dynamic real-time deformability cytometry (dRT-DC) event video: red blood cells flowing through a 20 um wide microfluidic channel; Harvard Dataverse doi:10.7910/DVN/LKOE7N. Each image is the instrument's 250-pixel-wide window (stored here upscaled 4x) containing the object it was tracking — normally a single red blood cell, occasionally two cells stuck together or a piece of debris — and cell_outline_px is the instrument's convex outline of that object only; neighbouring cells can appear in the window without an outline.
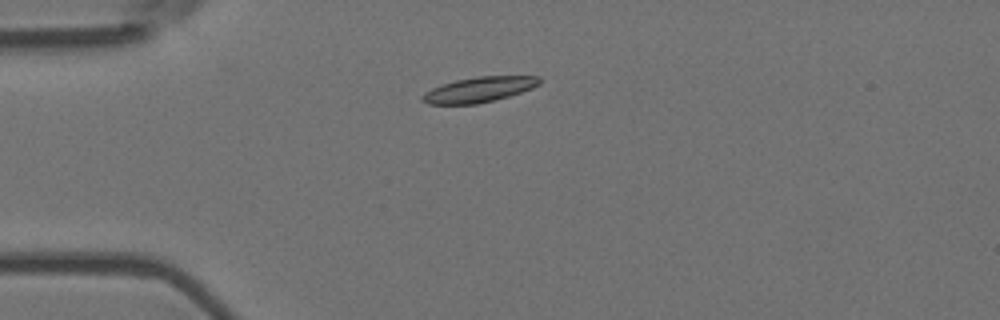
{"species": "Egyptian fruit bat (a non-hibernating species)", "species_latin": "Rousettus aegyptiacus", "temperature_condition": "room temperature", "stored_images_in_passage": 8, "camera_frame_rate_fps": 3000, "um_per_image_px": 0.085, "animal": {"sex": "female"}, "frame": {"image": 1, "passage_image": 3, "time_ms": 0.667, "image_size_px": [1000, 320], "cell_outline_px": [[540, 84], [532, 88], [496, 100], [476, 104], [428, 104], [420, 100], [420, 96], [424, 92], [432, 88], [456, 80], [476, 76], [540, 76]], "centroid_in_image_um": [40.69, 7.62], "position_along_channel_um": 44.3, "area_um2": 17.22}}
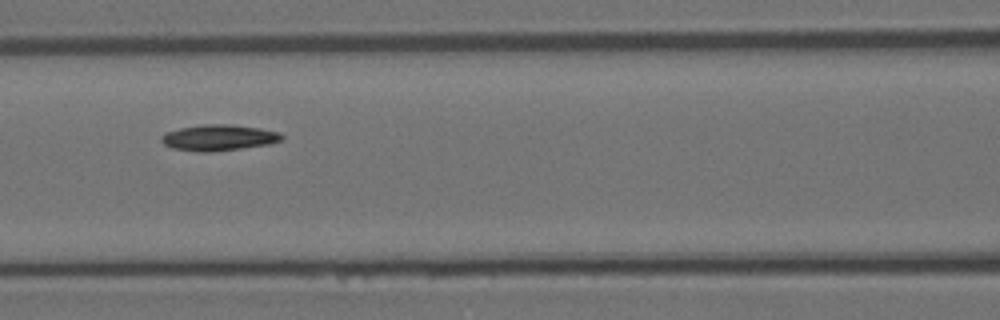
{"frame": {"image": 2, "passage_image": 6, "time_ms": 1.667, "image_size_px": [1000, 320], "cell_outline_px": [[284, 136], [280, 140], [268, 144], [212, 152], [196, 152], [172, 148], [164, 144], [160, 140], [160, 136], [164, 132], [180, 128], [204, 124], [232, 124], [260, 128], [280, 132]], "centroid_in_image_um": [18.54, 11.69], "position_along_channel_um": 148.1, "area_um2": 18.32}}
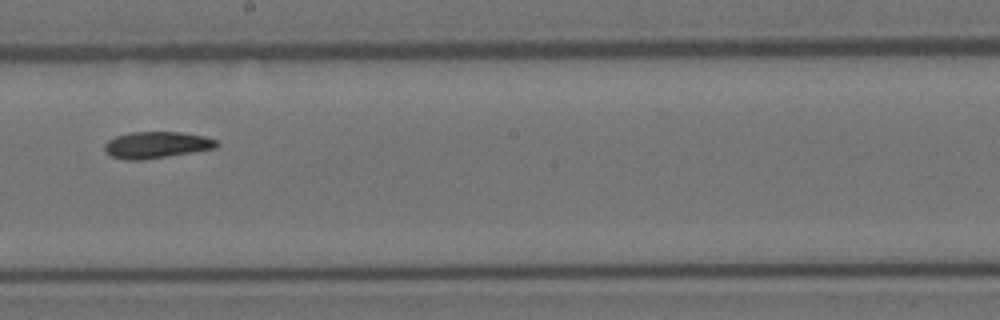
{"frame": {"image": 3, "passage_image": 8, "time_ms": 2.333, "image_size_px": [1000, 320], "cell_outline_px": [[220, 144], [216, 148], [168, 156], [140, 160], [124, 160], [112, 156], [104, 152], [104, 144], [108, 140], [116, 136], [132, 132], [180, 132], [204, 136], [216, 140]], "centroid_in_image_um": [13.28, 12.32], "position_along_channel_um": 234.9, "area_um2": 17.34}}